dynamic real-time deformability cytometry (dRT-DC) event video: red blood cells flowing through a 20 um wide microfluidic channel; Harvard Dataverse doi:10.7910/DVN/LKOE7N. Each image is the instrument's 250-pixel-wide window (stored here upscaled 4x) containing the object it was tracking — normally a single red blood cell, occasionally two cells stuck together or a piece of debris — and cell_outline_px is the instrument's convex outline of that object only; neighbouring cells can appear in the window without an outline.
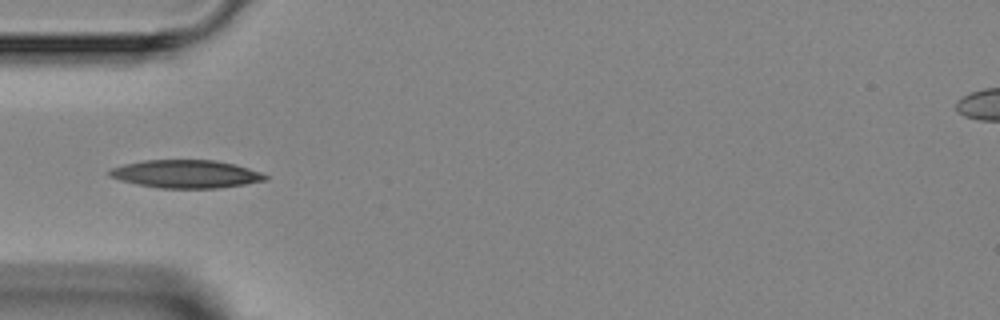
{"species": "Egyptian fruit bat (a non-hibernating species)", "species_latin": "Rousettus aegyptiacus", "temperature_condition": "room temperature", "stored_images_in_passage": 1, "camera_frame_rate_fps": 3000, "um_per_image_px": 0.085, "animal": {"sex": "female"}, "frame": {"image": 1, "passage_image": 1, "time_ms": 0.0, "image_size_px": [1000, 320], "cell_outline_px": [[268, 180], [244, 184], [216, 188], [156, 188], [136, 184], [120, 180], [108, 176], [108, 172], [112, 168], [124, 164], [144, 160], [216, 160], [236, 164], [260, 172], [268, 176]], "centroid_in_image_um": [15.8, 14.79], "position_along_channel_um": 69.2, "area_um2": 25.49}}